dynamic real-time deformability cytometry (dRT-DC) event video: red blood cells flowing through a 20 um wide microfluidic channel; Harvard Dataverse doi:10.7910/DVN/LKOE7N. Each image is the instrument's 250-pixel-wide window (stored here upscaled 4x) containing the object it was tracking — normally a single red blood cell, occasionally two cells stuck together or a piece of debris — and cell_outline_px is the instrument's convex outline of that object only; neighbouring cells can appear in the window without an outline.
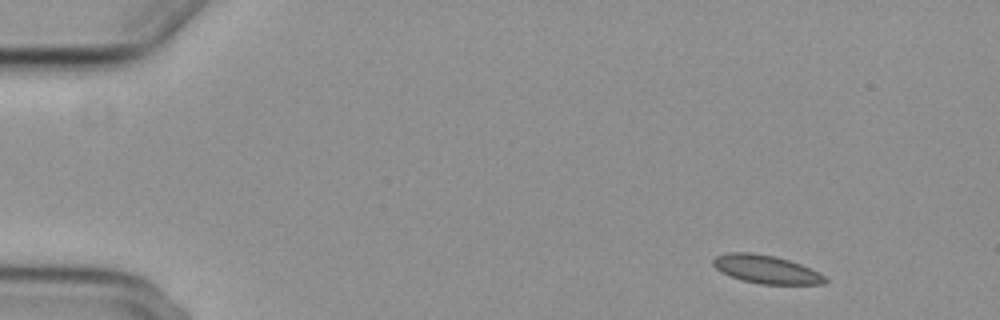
{"species": "common noctule bat (a hibernating species)", "species_latin": "Nyctalus noctula", "temperature_condition": "cold", "stored_images_in_passage": 5, "camera_frame_rate_fps": 3000, "um_per_image_px": 0.085, "animal": {"sex": "female", "body_mass_g": 29.2, "forearm_length_mm": 56.3}, "frame": {"image": 1, "passage_image": 1, "time_ms": 0.0, "image_size_px": [1000, 320], "cell_outline_px": [[828, 280], [824, 284], [760, 284], [740, 280], [720, 272], [712, 264], [712, 260], [716, 256], [728, 252], [752, 252], [776, 256], [800, 264], [820, 272]], "centroid_in_image_um": [65.1, 22.89], "position_along_channel_um": 19.9, "area_um2": 18.61}}
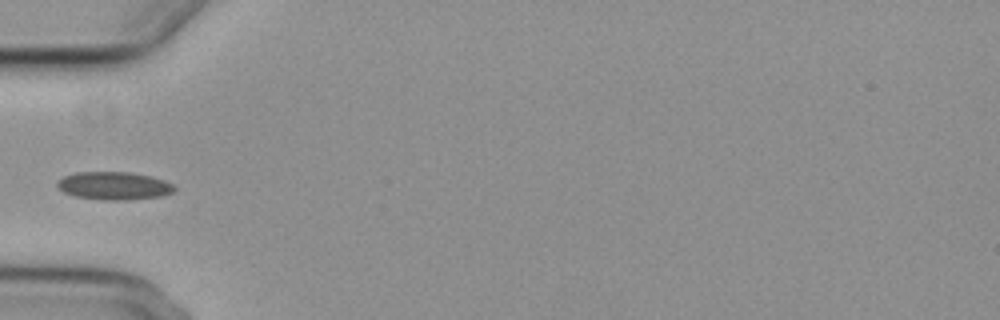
{"frame": {"image": 2, "passage_image": 4, "time_ms": 4.333, "image_size_px": [1000, 320], "cell_outline_px": [[176, 192], [164, 196], [128, 200], [104, 200], [76, 196], [64, 192], [56, 184], [64, 176], [76, 172], [132, 172], [152, 176], [164, 180], [172, 184], [176, 188]], "centroid_in_image_um": [9.77, 15.79], "position_along_channel_um": 75.2, "area_um2": 19.19}}